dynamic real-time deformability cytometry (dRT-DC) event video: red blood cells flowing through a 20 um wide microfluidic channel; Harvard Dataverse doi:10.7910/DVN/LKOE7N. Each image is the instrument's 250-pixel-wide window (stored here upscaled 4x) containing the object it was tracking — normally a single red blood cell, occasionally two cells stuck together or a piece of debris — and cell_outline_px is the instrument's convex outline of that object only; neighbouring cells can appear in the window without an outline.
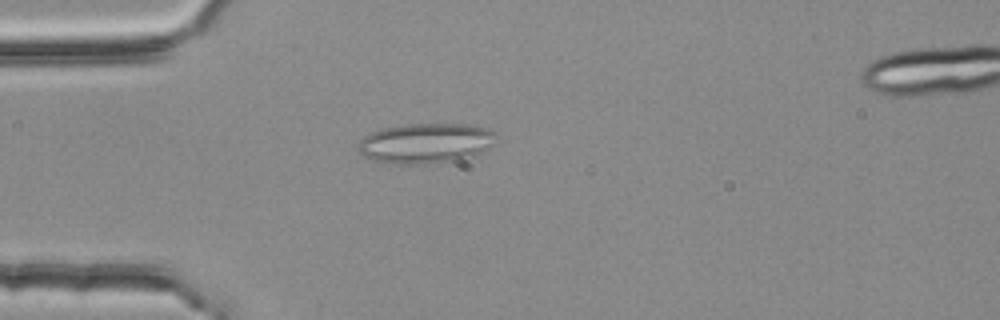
{"species": "common noctule bat (a hibernating species)", "species_latin": "Nyctalus noctula", "temperature_condition": "room temperature", "stored_images_in_passage": 41, "segment_of_instrument_passage": [1, 2], "camera_frame_rate_fps": 3000, "um_per_image_px": 0.085, "animal": {"sex": "female", "body_mass_g": 25.1}, "frame": {"image": 1, "passage_image": 2, "time_ms": 0.333, "image_size_px": [1000, 320], "cell_outline_px": [[496, 136], [492, 144], [484, 152], [472, 156], [456, 160], [428, 164], [392, 164], [376, 160], [364, 156], [356, 148], [360, 140], [364, 136], [372, 132], [384, 128], [408, 124], [468, 124], [488, 128], [496, 132]], "centroid_in_image_um": [36.2, 12.17], "position_along_channel_um": 48.8, "area_um2": 32.37}}